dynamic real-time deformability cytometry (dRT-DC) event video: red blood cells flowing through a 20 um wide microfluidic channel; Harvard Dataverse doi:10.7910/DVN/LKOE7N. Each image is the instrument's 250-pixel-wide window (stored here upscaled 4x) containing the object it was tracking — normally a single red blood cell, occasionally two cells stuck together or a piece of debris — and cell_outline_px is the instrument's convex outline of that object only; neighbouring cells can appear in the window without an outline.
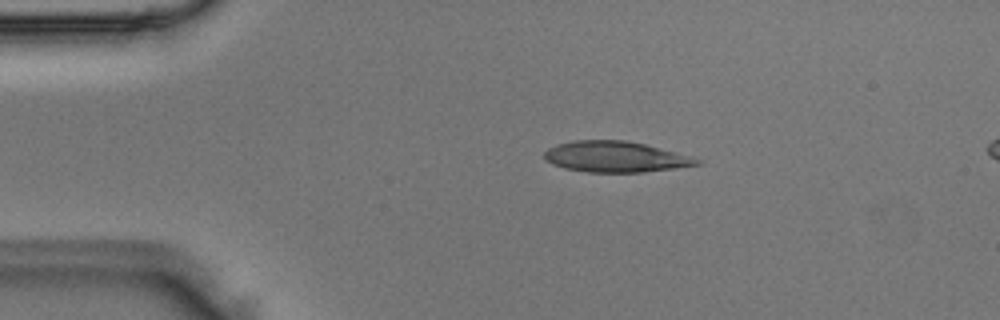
{"species": "Egyptian fruit bat (a non-hibernating species)", "species_latin": "Rousettus aegyptiacus", "temperature_condition": "room temperature", "stored_images_in_passage": 3, "segment_of_instrument_passage": [1, 2], "camera_frame_rate_fps": 3000, "um_per_image_px": 0.085, "animal": {"sex": "male"}, "frame": {"image": 1, "passage_image": 1, "time_ms": 0.0, "image_size_px": [1000, 320], "cell_outline_px": [[704, 164], [644, 172], [588, 172], [564, 168], [552, 164], [544, 160], [544, 152], [548, 148], [556, 144], [572, 140], [624, 140], [644, 144], [692, 156], [704, 160]], "centroid_in_image_um": [52.32, 13.32], "position_along_channel_um": 32.7, "area_um2": 27.63}}